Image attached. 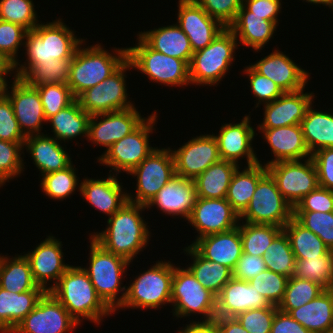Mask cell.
<instances>
[{"label":"cell","mask_w":333,"mask_h":333,"mask_svg":"<svg viewBox=\"0 0 333 333\" xmlns=\"http://www.w3.org/2000/svg\"><path fill=\"white\" fill-rule=\"evenodd\" d=\"M145 205L126 202L115 214L107 220V228L94 232L91 237L105 250L119 255L130 263L137 254L149 244L148 223L140 213ZM141 211V212H140Z\"/></svg>","instance_id":"6da1fadb"},{"label":"cell","mask_w":333,"mask_h":333,"mask_svg":"<svg viewBox=\"0 0 333 333\" xmlns=\"http://www.w3.org/2000/svg\"><path fill=\"white\" fill-rule=\"evenodd\" d=\"M49 292L79 324L87 319L99 325L102 317L114 313L97 295L81 266L71 265Z\"/></svg>","instance_id":"7a4b0ae2"},{"label":"cell","mask_w":333,"mask_h":333,"mask_svg":"<svg viewBox=\"0 0 333 333\" xmlns=\"http://www.w3.org/2000/svg\"><path fill=\"white\" fill-rule=\"evenodd\" d=\"M81 48L74 54L67 83L75 98L105 80L127 60V48L115 47L113 54L100 44Z\"/></svg>","instance_id":"3957f363"},{"label":"cell","mask_w":333,"mask_h":333,"mask_svg":"<svg viewBox=\"0 0 333 333\" xmlns=\"http://www.w3.org/2000/svg\"><path fill=\"white\" fill-rule=\"evenodd\" d=\"M90 242L89 267L82 269L89 276L97 295L113 312H116L126 296V286L121 287V282L122 275L125 270L127 271L130 262L105 250L91 236Z\"/></svg>","instance_id":"277c9868"},{"label":"cell","mask_w":333,"mask_h":333,"mask_svg":"<svg viewBox=\"0 0 333 333\" xmlns=\"http://www.w3.org/2000/svg\"><path fill=\"white\" fill-rule=\"evenodd\" d=\"M23 47L27 59L24 64H41L54 59H73L79 46L85 41L77 38L62 19L38 24L27 30Z\"/></svg>","instance_id":"5b68a950"},{"label":"cell","mask_w":333,"mask_h":333,"mask_svg":"<svg viewBox=\"0 0 333 333\" xmlns=\"http://www.w3.org/2000/svg\"><path fill=\"white\" fill-rule=\"evenodd\" d=\"M237 39L229 28H225L205 48L193 52L189 64L190 84L215 85L224 78L235 60Z\"/></svg>","instance_id":"8992f818"},{"label":"cell","mask_w":333,"mask_h":333,"mask_svg":"<svg viewBox=\"0 0 333 333\" xmlns=\"http://www.w3.org/2000/svg\"><path fill=\"white\" fill-rule=\"evenodd\" d=\"M174 265L158 261L147 271L135 277L126 289V296L118 310L123 308L155 309L171 303Z\"/></svg>","instance_id":"52a82bcc"},{"label":"cell","mask_w":333,"mask_h":333,"mask_svg":"<svg viewBox=\"0 0 333 333\" xmlns=\"http://www.w3.org/2000/svg\"><path fill=\"white\" fill-rule=\"evenodd\" d=\"M134 47L127 48V59L154 83L186 86L190 83L189 65L179 58L167 56L150 48L139 36Z\"/></svg>","instance_id":"ba28073f"},{"label":"cell","mask_w":333,"mask_h":333,"mask_svg":"<svg viewBox=\"0 0 333 333\" xmlns=\"http://www.w3.org/2000/svg\"><path fill=\"white\" fill-rule=\"evenodd\" d=\"M171 303L177 318L195 313L202 314L204 320L216 317V295L203 287L188 268L174 266Z\"/></svg>","instance_id":"9c48e42d"},{"label":"cell","mask_w":333,"mask_h":333,"mask_svg":"<svg viewBox=\"0 0 333 333\" xmlns=\"http://www.w3.org/2000/svg\"><path fill=\"white\" fill-rule=\"evenodd\" d=\"M293 217V207L278 190L275 179L267 172L258 182L252 199L240 221L284 227Z\"/></svg>","instance_id":"30bf717a"},{"label":"cell","mask_w":333,"mask_h":333,"mask_svg":"<svg viewBox=\"0 0 333 333\" xmlns=\"http://www.w3.org/2000/svg\"><path fill=\"white\" fill-rule=\"evenodd\" d=\"M156 119L157 113L154 112L131 134L111 145L98 157L97 162L111 167L113 174L118 175L121 170L127 174L130 173L156 149L149 145V134L153 133Z\"/></svg>","instance_id":"8fae6325"},{"label":"cell","mask_w":333,"mask_h":333,"mask_svg":"<svg viewBox=\"0 0 333 333\" xmlns=\"http://www.w3.org/2000/svg\"><path fill=\"white\" fill-rule=\"evenodd\" d=\"M130 68L133 67L127 59L105 80L81 93L76 98L80 107L91 116L134 107L128 100L125 80Z\"/></svg>","instance_id":"7c38bea8"},{"label":"cell","mask_w":333,"mask_h":333,"mask_svg":"<svg viewBox=\"0 0 333 333\" xmlns=\"http://www.w3.org/2000/svg\"><path fill=\"white\" fill-rule=\"evenodd\" d=\"M128 174L137 176L136 195L128 193V201L146 205L176 175L171 149L156 147Z\"/></svg>","instance_id":"4fadbf2b"},{"label":"cell","mask_w":333,"mask_h":333,"mask_svg":"<svg viewBox=\"0 0 333 333\" xmlns=\"http://www.w3.org/2000/svg\"><path fill=\"white\" fill-rule=\"evenodd\" d=\"M303 161H281L267 165L278 190L293 208L304 196L319 186L312 158Z\"/></svg>","instance_id":"5bb4252c"},{"label":"cell","mask_w":333,"mask_h":333,"mask_svg":"<svg viewBox=\"0 0 333 333\" xmlns=\"http://www.w3.org/2000/svg\"><path fill=\"white\" fill-rule=\"evenodd\" d=\"M78 325L68 310L47 291L11 333H69Z\"/></svg>","instance_id":"9a60e30c"},{"label":"cell","mask_w":333,"mask_h":333,"mask_svg":"<svg viewBox=\"0 0 333 333\" xmlns=\"http://www.w3.org/2000/svg\"><path fill=\"white\" fill-rule=\"evenodd\" d=\"M13 81L11 87H8V81L5 82L3 93L12 103L14 115L22 133L26 137L41 134L42 123H47V120L38 89L17 77L16 74ZM7 87L11 88V92L8 91Z\"/></svg>","instance_id":"2e32d148"},{"label":"cell","mask_w":333,"mask_h":333,"mask_svg":"<svg viewBox=\"0 0 333 333\" xmlns=\"http://www.w3.org/2000/svg\"><path fill=\"white\" fill-rule=\"evenodd\" d=\"M171 151L176 175L186 179L194 180L209 166L221 160L214 134L194 137L177 150Z\"/></svg>","instance_id":"e0dca14e"},{"label":"cell","mask_w":333,"mask_h":333,"mask_svg":"<svg viewBox=\"0 0 333 333\" xmlns=\"http://www.w3.org/2000/svg\"><path fill=\"white\" fill-rule=\"evenodd\" d=\"M239 220V214L226 198L197 197L188 223L197 230V240L210 234L230 231L239 226Z\"/></svg>","instance_id":"ac0fdd59"},{"label":"cell","mask_w":333,"mask_h":333,"mask_svg":"<svg viewBox=\"0 0 333 333\" xmlns=\"http://www.w3.org/2000/svg\"><path fill=\"white\" fill-rule=\"evenodd\" d=\"M146 119V117L142 118L141 113L139 114L135 106L105 114L92 115L89 120L87 139L93 144L102 145V147L108 149L118 140L131 134Z\"/></svg>","instance_id":"d6986e66"},{"label":"cell","mask_w":333,"mask_h":333,"mask_svg":"<svg viewBox=\"0 0 333 333\" xmlns=\"http://www.w3.org/2000/svg\"><path fill=\"white\" fill-rule=\"evenodd\" d=\"M178 26L189 38L192 51L208 46L226 27L193 0L178 1Z\"/></svg>","instance_id":"ffe728a7"},{"label":"cell","mask_w":333,"mask_h":333,"mask_svg":"<svg viewBox=\"0 0 333 333\" xmlns=\"http://www.w3.org/2000/svg\"><path fill=\"white\" fill-rule=\"evenodd\" d=\"M62 246V241L49 235L33 251L24 254L29 261L34 281L46 291H49L70 267L63 262ZM48 281H53L54 284L48 287Z\"/></svg>","instance_id":"44dd1931"},{"label":"cell","mask_w":333,"mask_h":333,"mask_svg":"<svg viewBox=\"0 0 333 333\" xmlns=\"http://www.w3.org/2000/svg\"><path fill=\"white\" fill-rule=\"evenodd\" d=\"M251 117L245 116L239 123L222 124L219 134L214 137L217 140L221 160L230 161L237 165L239 159H247V165H255L258 160L252 147L255 131L250 125Z\"/></svg>","instance_id":"7402d4cb"},{"label":"cell","mask_w":333,"mask_h":333,"mask_svg":"<svg viewBox=\"0 0 333 333\" xmlns=\"http://www.w3.org/2000/svg\"><path fill=\"white\" fill-rule=\"evenodd\" d=\"M314 93H304V89L296 92H284L276 100L264 104L263 123L258 129H273L289 125L301 124L307 108L312 104Z\"/></svg>","instance_id":"603a6c76"},{"label":"cell","mask_w":333,"mask_h":333,"mask_svg":"<svg viewBox=\"0 0 333 333\" xmlns=\"http://www.w3.org/2000/svg\"><path fill=\"white\" fill-rule=\"evenodd\" d=\"M197 191L195 182L175 175L157 194L145 205L146 209L156 206L171 216L189 219L196 203Z\"/></svg>","instance_id":"cb8c5ba5"},{"label":"cell","mask_w":333,"mask_h":333,"mask_svg":"<svg viewBox=\"0 0 333 333\" xmlns=\"http://www.w3.org/2000/svg\"><path fill=\"white\" fill-rule=\"evenodd\" d=\"M250 66L259 74L274 81L283 92L305 89L310 75L308 71L302 69L298 64L296 65L288 55L279 50H274Z\"/></svg>","instance_id":"d4e9b609"},{"label":"cell","mask_w":333,"mask_h":333,"mask_svg":"<svg viewBox=\"0 0 333 333\" xmlns=\"http://www.w3.org/2000/svg\"><path fill=\"white\" fill-rule=\"evenodd\" d=\"M271 304L248 281L231 278L216 296V317H236Z\"/></svg>","instance_id":"484cf974"},{"label":"cell","mask_w":333,"mask_h":333,"mask_svg":"<svg viewBox=\"0 0 333 333\" xmlns=\"http://www.w3.org/2000/svg\"><path fill=\"white\" fill-rule=\"evenodd\" d=\"M190 245L205 259L227 266L233 271L243 252L240 223L230 231L201 237Z\"/></svg>","instance_id":"4316f807"},{"label":"cell","mask_w":333,"mask_h":333,"mask_svg":"<svg viewBox=\"0 0 333 333\" xmlns=\"http://www.w3.org/2000/svg\"><path fill=\"white\" fill-rule=\"evenodd\" d=\"M108 175V178L104 179L85 178L79 183L78 191L92 207L110 218L128 202V193L123 192V185L117 179L118 175Z\"/></svg>","instance_id":"83f0119b"},{"label":"cell","mask_w":333,"mask_h":333,"mask_svg":"<svg viewBox=\"0 0 333 333\" xmlns=\"http://www.w3.org/2000/svg\"><path fill=\"white\" fill-rule=\"evenodd\" d=\"M270 145L274 159L268 160L265 166L281 161H297L310 158L301 125H289L273 129H258Z\"/></svg>","instance_id":"f1b7e54d"},{"label":"cell","mask_w":333,"mask_h":333,"mask_svg":"<svg viewBox=\"0 0 333 333\" xmlns=\"http://www.w3.org/2000/svg\"><path fill=\"white\" fill-rule=\"evenodd\" d=\"M59 142L43 133L26 137L23 146L31 154L41 176L65 169L72 163L69 154Z\"/></svg>","instance_id":"f546056e"},{"label":"cell","mask_w":333,"mask_h":333,"mask_svg":"<svg viewBox=\"0 0 333 333\" xmlns=\"http://www.w3.org/2000/svg\"><path fill=\"white\" fill-rule=\"evenodd\" d=\"M137 36L155 51L190 64L193 55L192 47L189 38L177 23L149 31L144 30Z\"/></svg>","instance_id":"4dcf8cb0"},{"label":"cell","mask_w":333,"mask_h":333,"mask_svg":"<svg viewBox=\"0 0 333 333\" xmlns=\"http://www.w3.org/2000/svg\"><path fill=\"white\" fill-rule=\"evenodd\" d=\"M46 292L45 289H33L15 293L0 287V333H11Z\"/></svg>","instance_id":"1f68e13d"},{"label":"cell","mask_w":333,"mask_h":333,"mask_svg":"<svg viewBox=\"0 0 333 333\" xmlns=\"http://www.w3.org/2000/svg\"><path fill=\"white\" fill-rule=\"evenodd\" d=\"M288 314L311 333H333V289Z\"/></svg>","instance_id":"d6a6232c"},{"label":"cell","mask_w":333,"mask_h":333,"mask_svg":"<svg viewBox=\"0 0 333 333\" xmlns=\"http://www.w3.org/2000/svg\"><path fill=\"white\" fill-rule=\"evenodd\" d=\"M278 25L273 21L265 20L262 17L250 16L243 5L236 15L233 23L228 27L236 39L245 46H249L258 52L264 49V46L269 42L275 33Z\"/></svg>","instance_id":"836d02e7"},{"label":"cell","mask_w":333,"mask_h":333,"mask_svg":"<svg viewBox=\"0 0 333 333\" xmlns=\"http://www.w3.org/2000/svg\"><path fill=\"white\" fill-rule=\"evenodd\" d=\"M239 168L236 169L231 178L226 200L240 216L249 205L259 180L268 170L267 166H263L260 162L245 166L242 171Z\"/></svg>","instance_id":"e575fe53"},{"label":"cell","mask_w":333,"mask_h":333,"mask_svg":"<svg viewBox=\"0 0 333 333\" xmlns=\"http://www.w3.org/2000/svg\"><path fill=\"white\" fill-rule=\"evenodd\" d=\"M72 59H54L41 64H15L17 77L31 86L43 84H67ZM19 65V67H18Z\"/></svg>","instance_id":"d590c367"},{"label":"cell","mask_w":333,"mask_h":333,"mask_svg":"<svg viewBox=\"0 0 333 333\" xmlns=\"http://www.w3.org/2000/svg\"><path fill=\"white\" fill-rule=\"evenodd\" d=\"M307 108L301 121L306 146L312 155L319 149L333 148V114Z\"/></svg>","instance_id":"8d00e7d4"},{"label":"cell","mask_w":333,"mask_h":333,"mask_svg":"<svg viewBox=\"0 0 333 333\" xmlns=\"http://www.w3.org/2000/svg\"><path fill=\"white\" fill-rule=\"evenodd\" d=\"M91 115L84 111L77 99L61 111L51 116L49 122L56 140L68 141L77 136L88 138L89 120Z\"/></svg>","instance_id":"74e56055"},{"label":"cell","mask_w":333,"mask_h":333,"mask_svg":"<svg viewBox=\"0 0 333 333\" xmlns=\"http://www.w3.org/2000/svg\"><path fill=\"white\" fill-rule=\"evenodd\" d=\"M238 167L239 165L225 160L209 166L194 179L197 197L226 198L231 178Z\"/></svg>","instance_id":"f35d334b"},{"label":"cell","mask_w":333,"mask_h":333,"mask_svg":"<svg viewBox=\"0 0 333 333\" xmlns=\"http://www.w3.org/2000/svg\"><path fill=\"white\" fill-rule=\"evenodd\" d=\"M0 287L15 293L44 289L34 281L30 264L25 255L9 258L0 254Z\"/></svg>","instance_id":"ab89813d"},{"label":"cell","mask_w":333,"mask_h":333,"mask_svg":"<svg viewBox=\"0 0 333 333\" xmlns=\"http://www.w3.org/2000/svg\"><path fill=\"white\" fill-rule=\"evenodd\" d=\"M185 251L193 259V263L187 268L203 287L217 296L233 277V271L227 266L205 259L191 245L185 247Z\"/></svg>","instance_id":"60d3db41"},{"label":"cell","mask_w":333,"mask_h":333,"mask_svg":"<svg viewBox=\"0 0 333 333\" xmlns=\"http://www.w3.org/2000/svg\"><path fill=\"white\" fill-rule=\"evenodd\" d=\"M288 236L295 259L327 255L331 250L315 233L301 225L294 217L283 227Z\"/></svg>","instance_id":"b9f144b4"},{"label":"cell","mask_w":333,"mask_h":333,"mask_svg":"<svg viewBox=\"0 0 333 333\" xmlns=\"http://www.w3.org/2000/svg\"><path fill=\"white\" fill-rule=\"evenodd\" d=\"M282 231L283 228L279 226L251 224L242 220L240 235L243 253L263 257L266 249Z\"/></svg>","instance_id":"7bdbcfd3"},{"label":"cell","mask_w":333,"mask_h":333,"mask_svg":"<svg viewBox=\"0 0 333 333\" xmlns=\"http://www.w3.org/2000/svg\"><path fill=\"white\" fill-rule=\"evenodd\" d=\"M293 276L333 289V250L319 257L296 259Z\"/></svg>","instance_id":"ee69618b"},{"label":"cell","mask_w":333,"mask_h":333,"mask_svg":"<svg viewBox=\"0 0 333 333\" xmlns=\"http://www.w3.org/2000/svg\"><path fill=\"white\" fill-rule=\"evenodd\" d=\"M263 260L266 268L290 278L295 271V256L288 236L282 231L266 249Z\"/></svg>","instance_id":"f6af8a7d"},{"label":"cell","mask_w":333,"mask_h":333,"mask_svg":"<svg viewBox=\"0 0 333 333\" xmlns=\"http://www.w3.org/2000/svg\"><path fill=\"white\" fill-rule=\"evenodd\" d=\"M324 290L326 289L318 283L291 276L288 278L284 298L278 309L288 313L291 309H297L317 298Z\"/></svg>","instance_id":"bcb514c9"},{"label":"cell","mask_w":333,"mask_h":333,"mask_svg":"<svg viewBox=\"0 0 333 333\" xmlns=\"http://www.w3.org/2000/svg\"><path fill=\"white\" fill-rule=\"evenodd\" d=\"M72 164L65 169L42 175L40 186L45 195L53 200H62L76 191L79 180Z\"/></svg>","instance_id":"7dc6e473"},{"label":"cell","mask_w":333,"mask_h":333,"mask_svg":"<svg viewBox=\"0 0 333 333\" xmlns=\"http://www.w3.org/2000/svg\"><path fill=\"white\" fill-rule=\"evenodd\" d=\"M34 7L33 0H0V20L32 30L39 24Z\"/></svg>","instance_id":"c3c4849f"},{"label":"cell","mask_w":333,"mask_h":333,"mask_svg":"<svg viewBox=\"0 0 333 333\" xmlns=\"http://www.w3.org/2000/svg\"><path fill=\"white\" fill-rule=\"evenodd\" d=\"M35 87L38 89L46 120L76 99L67 84H43Z\"/></svg>","instance_id":"681fc988"},{"label":"cell","mask_w":333,"mask_h":333,"mask_svg":"<svg viewBox=\"0 0 333 333\" xmlns=\"http://www.w3.org/2000/svg\"><path fill=\"white\" fill-rule=\"evenodd\" d=\"M293 217L305 228L320 237L323 243L333 250V211H293Z\"/></svg>","instance_id":"f907efd6"},{"label":"cell","mask_w":333,"mask_h":333,"mask_svg":"<svg viewBox=\"0 0 333 333\" xmlns=\"http://www.w3.org/2000/svg\"><path fill=\"white\" fill-rule=\"evenodd\" d=\"M287 281L285 275L266 269L248 282L270 304L278 306L284 298Z\"/></svg>","instance_id":"816d5d0a"},{"label":"cell","mask_w":333,"mask_h":333,"mask_svg":"<svg viewBox=\"0 0 333 333\" xmlns=\"http://www.w3.org/2000/svg\"><path fill=\"white\" fill-rule=\"evenodd\" d=\"M23 145L24 142H8L0 139V187L24 171V160L20 157Z\"/></svg>","instance_id":"f5cc1de1"},{"label":"cell","mask_w":333,"mask_h":333,"mask_svg":"<svg viewBox=\"0 0 333 333\" xmlns=\"http://www.w3.org/2000/svg\"><path fill=\"white\" fill-rule=\"evenodd\" d=\"M278 306L270 305L260 309H250L235 318L248 333H270Z\"/></svg>","instance_id":"db71d44e"},{"label":"cell","mask_w":333,"mask_h":333,"mask_svg":"<svg viewBox=\"0 0 333 333\" xmlns=\"http://www.w3.org/2000/svg\"><path fill=\"white\" fill-rule=\"evenodd\" d=\"M243 72L249 76L253 96L256 100H259L258 103H256V108L261 103L267 104L276 100L284 93L274 81L259 74L250 65L246 66Z\"/></svg>","instance_id":"11a10c76"},{"label":"cell","mask_w":333,"mask_h":333,"mask_svg":"<svg viewBox=\"0 0 333 333\" xmlns=\"http://www.w3.org/2000/svg\"><path fill=\"white\" fill-rule=\"evenodd\" d=\"M224 27L228 28L242 7L243 0H193Z\"/></svg>","instance_id":"9f6ffc18"},{"label":"cell","mask_w":333,"mask_h":333,"mask_svg":"<svg viewBox=\"0 0 333 333\" xmlns=\"http://www.w3.org/2000/svg\"><path fill=\"white\" fill-rule=\"evenodd\" d=\"M27 29L23 26L0 20V50L6 54L15 64L19 47L23 46Z\"/></svg>","instance_id":"6f0895ef"},{"label":"cell","mask_w":333,"mask_h":333,"mask_svg":"<svg viewBox=\"0 0 333 333\" xmlns=\"http://www.w3.org/2000/svg\"><path fill=\"white\" fill-rule=\"evenodd\" d=\"M0 139L8 142H24L26 139L14 115L12 103L4 93L0 95Z\"/></svg>","instance_id":"680465c9"},{"label":"cell","mask_w":333,"mask_h":333,"mask_svg":"<svg viewBox=\"0 0 333 333\" xmlns=\"http://www.w3.org/2000/svg\"><path fill=\"white\" fill-rule=\"evenodd\" d=\"M293 211L332 212L333 190L318 186L304 196L293 208Z\"/></svg>","instance_id":"91938a15"},{"label":"cell","mask_w":333,"mask_h":333,"mask_svg":"<svg viewBox=\"0 0 333 333\" xmlns=\"http://www.w3.org/2000/svg\"><path fill=\"white\" fill-rule=\"evenodd\" d=\"M320 187L333 190V148L319 149L311 155Z\"/></svg>","instance_id":"94428289"},{"label":"cell","mask_w":333,"mask_h":333,"mask_svg":"<svg viewBox=\"0 0 333 333\" xmlns=\"http://www.w3.org/2000/svg\"><path fill=\"white\" fill-rule=\"evenodd\" d=\"M266 269L263 257L242 252L241 258L233 270V278L250 281Z\"/></svg>","instance_id":"6125c7cd"},{"label":"cell","mask_w":333,"mask_h":333,"mask_svg":"<svg viewBox=\"0 0 333 333\" xmlns=\"http://www.w3.org/2000/svg\"><path fill=\"white\" fill-rule=\"evenodd\" d=\"M282 0H243L242 5L250 11V16L262 17L278 24Z\"/></svg>","instance_id":"be15d7a7"},{"label":"cell","mask_w":333,"mask_h":333,"mask_svg":"<svg viewBox=\"0 0 333 333\" xmlns=\"http://www.w3.org/2000/svg\"><path fill=\"white\" fill-rule=\"evenodd\" d=\"M270 333H311L288 313L279 309L275 312Z\"/></svg>","instance_id":"e7e4bbea"},{"label":"cell","mask_w":333,"mask_h":333,"mask_svg":"<svg viewBox=\"0 0 333 333\" xmlns=\"http://www.w3.org/2000/svg\"><path fill=\"white\" fill-rule=\"evenodd\" d=\"M193 322V323H192ZM190 324L178 331V333H220L215 318L210 320L192 321Z\"/></svg>","instance_id":"03108f58"},{"label":"cell","mask_w":333,"mask_h":333,"mask_svg":"<svg viewBox=\"0 0 333 333\" xmlns=\"http://www.w3.org/2000/svg\"><path fill=\"white\" fill-rule=\"evenodd\" d=\"M220 333H248L235 317H215Z\"/></svg>","instance_id":"003e7915"},{"label":"cell","mask_w":333,"mask_h":333,"mask_svg":"<svg viewBox=\"0 0 333 333\" xmlns=\"http://www.w3.org/2000/svg\"><path fill=\"white\" fill-rule=\"evenodd\" d=\"M11 71H15V63L0 50V77L7 82L5 76L13 73Z\"/></svg>","instance_id":"a7ac6f4b"},{"label":"cell","mask_w":333,"mask_h":333,"mask_svg":"<svg viewBox=\"0 0 333 333\" xmlns=\"http://www.w3.org/2000/svg\"><path fill=\"white\" fill-rule=\"evenodd\" d=\"M303 1H306V2H310L311 3H315V4H323L324 6H328L329 8H332L333 10V0H303Z\"/></svg>","instance_id":"89a4df30"},{"label":"cell","mask_w":333,"mask_h":333,"mask_svg":"<svg viewBox=\"0 0 333 333\" xmlns=\"http://www.w3.org/2000/svg\"><path fill=\"white\" fill-rule=\"evenodd\" d=\"M5 81L0 77V95L3 93Z\"/></svg>","instance_id":"2644e50d"}]
</instances>
